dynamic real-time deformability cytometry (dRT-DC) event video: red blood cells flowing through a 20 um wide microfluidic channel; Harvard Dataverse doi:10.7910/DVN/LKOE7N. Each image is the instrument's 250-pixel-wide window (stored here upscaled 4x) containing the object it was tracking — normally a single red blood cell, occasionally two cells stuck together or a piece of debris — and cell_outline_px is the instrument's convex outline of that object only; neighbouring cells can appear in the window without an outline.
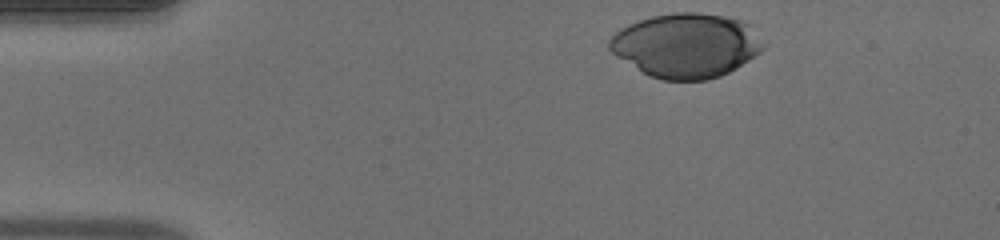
{"species": "human", "species_latin": "Homo sapiens", "temperature_condition": "warm", "stored_images_in_passage": 33, "camera_frame_rate_fps": 3000, "um_per_image_px": 0.085, "donor": {"sex": "male"}, "frame": {"image": 1, "passage_image": 1, "time_ms": 0.0, "image_size_px": [1000, 240], "cell_outline_px": [[764, 48], [760, 52], [736, 68], [720, 76], [708, 80], [664, 80], [648, 76], [616, 56], [608, 48], [608, 40], [620, 28], [628, 24], [652, 16], [676, 12], [696, 12], [724, 16], [744, 20], [748, 24], [764, 44]], "centroid_in_image_um": [58.3, 3.86], "position_along_channel_um": 26.7, "area_um2": 57.57}}